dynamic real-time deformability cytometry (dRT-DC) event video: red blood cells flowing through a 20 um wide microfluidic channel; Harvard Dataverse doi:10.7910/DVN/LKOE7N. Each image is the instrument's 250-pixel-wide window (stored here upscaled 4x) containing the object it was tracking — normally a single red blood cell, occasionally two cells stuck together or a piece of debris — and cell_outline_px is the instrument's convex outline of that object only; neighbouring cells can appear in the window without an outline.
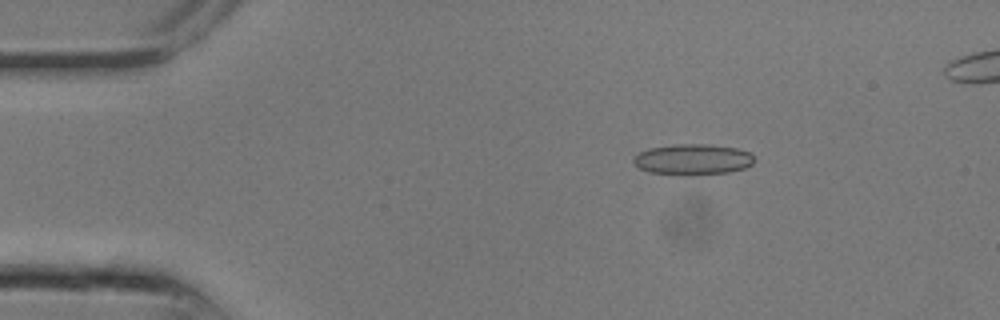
{"species": "common noctule bat (a hibernating species)", "species_latin": "Nyctalus noctula", "temperature_condition": "room temperature", "stored_images_in_passage": 9, "camera_frame_rate_fps": 3000, "um_per_image_px": 0.085, "animal": {"sex": "male", "body_mass_g": 13.3}, "frame": {"image": 1, "passage_image": 4, "time_ms": 1.0, "image_size_px": [1000, 320], "cell_outline_px": [[756, 160], [752, 164], [744, 168], [728, 172], [696, 176], [684, 176], [648, 172], [640, 168], [632, 160], [632, 156], [648, 148], [676, 144], [708, 144], [736, 148], [748, 152]], "centroid_in_image_um": [58.86, 13.57], "position_along_channel_um": 26.1, "area_um2": 22.02}}
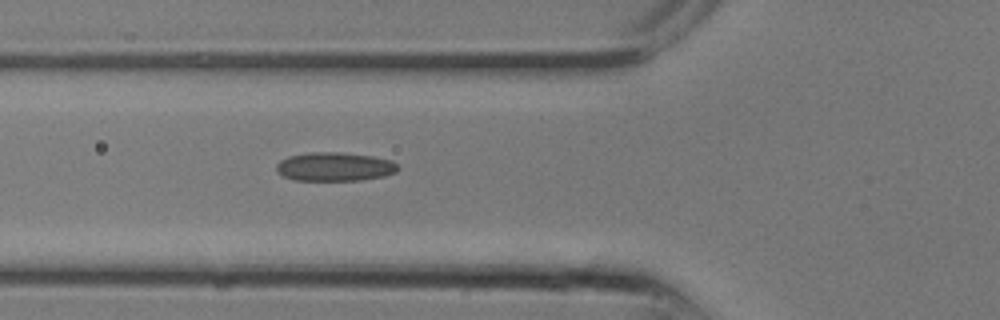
{"frame": {"image": 2, "passage_image": 9, "time_ms": 2.667, "image_size_px": [1000, 320], "cell_outline_px": [[400, 168], [396, 172], [384, 176], [360, 180], [292, 180], [276, 172], [276, 164], [280, 160], [288, 156], [308, 152], [340, 152], [372, 156], [392, 160]], "centroid_in_image_um": [28.43, 14.16], "position_along_channel_um": 97.4, "area_um2": 20.52}}